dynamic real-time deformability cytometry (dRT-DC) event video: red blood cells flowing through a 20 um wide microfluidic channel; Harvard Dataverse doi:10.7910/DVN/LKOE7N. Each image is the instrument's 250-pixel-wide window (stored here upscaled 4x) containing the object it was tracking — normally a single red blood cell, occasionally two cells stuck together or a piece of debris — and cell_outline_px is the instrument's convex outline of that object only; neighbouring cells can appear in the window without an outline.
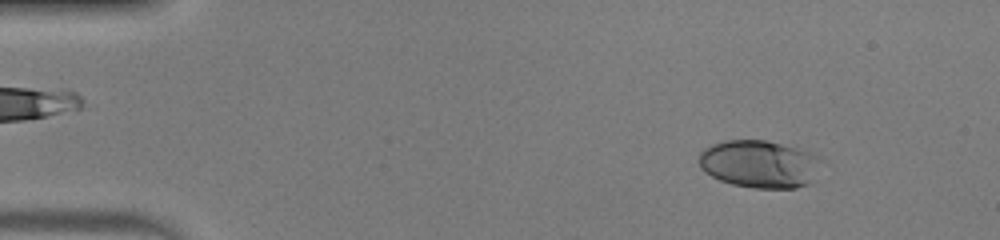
{"species": "human", "species_latin": "Homo sapiens", "temperature_condition": "warm", "stored_images_in_passage": 51, "camera_frame_rate_fps": 3000, "um_per_image_px": 0.085, "donor": {"sex": "male"}, "frame": {"image": 1, "passage_image": 6, "time_ms": 1.667, "image_size_px": [1000, 240], "cell_outline_px": [[820, 156], [808, 184], [796, 188], [752, 188], [732, 184], [720, 180], [704, 172], [700, 168], [700, 152], [704, 148], [712, 144], [724, 140], [764, 140], [780, 144], [808, 152]], "centroid_in_image_um": [64.45, 13.94], "position_along_channel_um": 20.5, "area_um2": 33.29}}
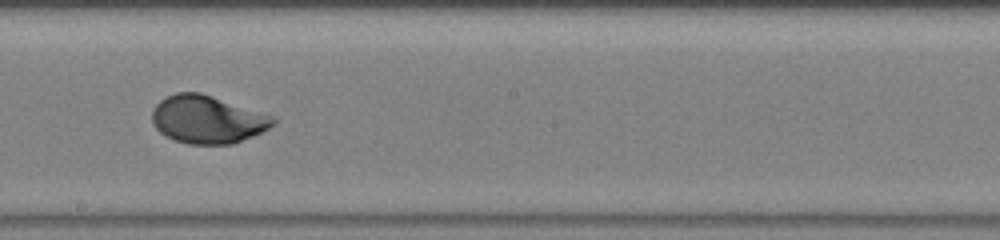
{"frame": {"image": 2, "passage_image": 29, "time_ms": 9.333, "image_size_px": [1000, 240], "cell_outline_px": [[276, 124], [252, 136], [232, 144], [188, 144], [176, 140], [160, 132], [152, 124], [152, 108], [160, 100], [176, 92], [200, 92], [272, 116], [276, 120]], "centroid_in_image_um": [17.59, 10.15], "position_along_channel_um": 230.6, "area_um2": 33.41}}
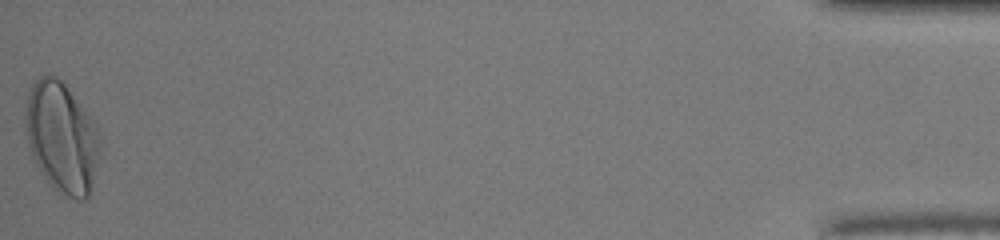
{"frame": {"image": 3, "passage_image": 51, "time_ms": 16.667, "image_size_px": [1000, 240], "cell_outline_px": [[100, 148], [88, 196], [84, 200], [76, 200], [68, 196], [56, 188], [40, 172], [32, 156], [28, 144], [24, 128], [24, 112], [28, 92], [32, 84], [44, 72], [48, 72], [56, 76], [64, 84], [96, 120], [100, 136]], "centroid_in_image_um": [5.23, 11.6], "position_along_channel_um": 430.0, "area_um2": 48.32}, "authors_computed_cell_mechanics": {"area_um2": 33.4084, "velocity_mm_per_s": 4.0312, "shape_relaxation_time_tau1_ms": 3.3377, "shape_relaxation_time_tau2_ms": null, "deformation_change_tau1": 0.1881, "deformation_change_tau2": null}}